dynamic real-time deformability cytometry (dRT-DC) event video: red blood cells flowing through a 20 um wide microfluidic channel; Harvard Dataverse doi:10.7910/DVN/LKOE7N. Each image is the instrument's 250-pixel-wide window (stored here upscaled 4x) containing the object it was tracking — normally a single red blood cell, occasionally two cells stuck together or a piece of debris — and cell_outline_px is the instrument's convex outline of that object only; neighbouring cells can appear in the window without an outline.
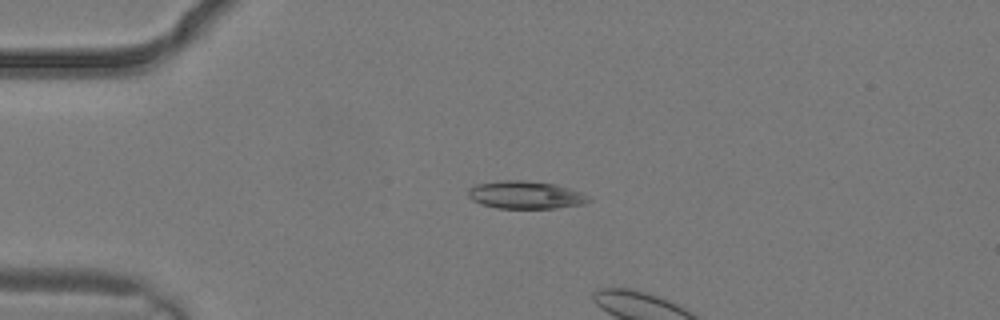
{"species": "common noctule bat (a hibernating species)", "species_latin": "Nyctalus noctula", "temperature_condition": "warm", "stored_images_in_passage": 2, "camera_frame_rate_fps": 3000, "um_per_image_px": 0.085, "animal": {"sex": "male", "body_mass_g": 19.2, "forearm_length_mm": 51.8}, "frame": {"image": 1, "passage_image": 2, "time_ms": 0.333, "image_size_px": [1000, 320], "cell_outline_px": [[592, 200], [584, 204], [556, 208], [496, 208], [472, 200], [468, 196], [468, 188], [476, 184], [500, 180], [524, 180], [556, 184], [580, 192], [588, 196]], "centroid_in_image_um": [44.67, 16.56], "position_along_channel_um": 40.3, "area_um2": 19.48}}